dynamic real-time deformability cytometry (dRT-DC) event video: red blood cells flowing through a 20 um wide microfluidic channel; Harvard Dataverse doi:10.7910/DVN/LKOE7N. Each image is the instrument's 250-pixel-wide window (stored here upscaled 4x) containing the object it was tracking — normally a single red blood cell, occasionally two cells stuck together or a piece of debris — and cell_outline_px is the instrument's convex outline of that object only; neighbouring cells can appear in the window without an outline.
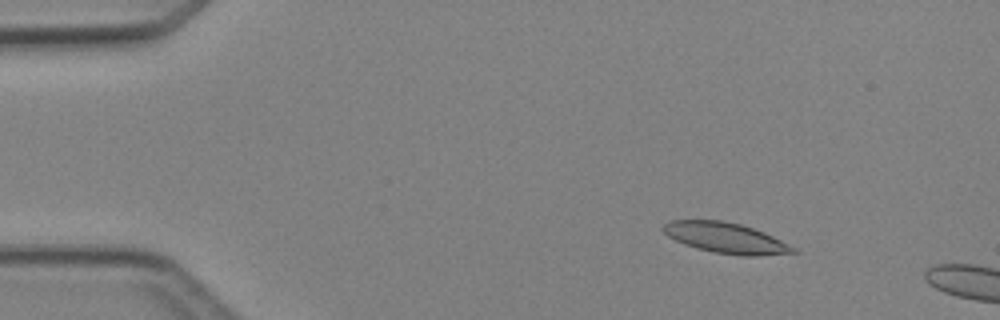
{"species": "Egyptian fruit bat (a non-hibernating species)", "species_latin": "Rousettus aegyptiacus", "temperature_condition": "cold", "stored_images_in_passage": 3, "camera_frame_rate_fps": 3000, "um_per_image_px": 0.085, "animal": {"sex": "female"}, "frame": {"image": 1, "passage_image": 2, "time_ms": 1.0, "image_size_px": [1000, 320], "cell_outline_px": [[800, 252], [756, 256], [740, 256], [712, 252], [696, 248], [684, 244], [668, 236], [660, 228], [668, 220], [720, 220], [740, 224], [764, 232], [796, 248]], "centroid_in_image_um": [61.67, 20.23], "position_along_channel_um": 23.3, "area_um2": 23.18}}